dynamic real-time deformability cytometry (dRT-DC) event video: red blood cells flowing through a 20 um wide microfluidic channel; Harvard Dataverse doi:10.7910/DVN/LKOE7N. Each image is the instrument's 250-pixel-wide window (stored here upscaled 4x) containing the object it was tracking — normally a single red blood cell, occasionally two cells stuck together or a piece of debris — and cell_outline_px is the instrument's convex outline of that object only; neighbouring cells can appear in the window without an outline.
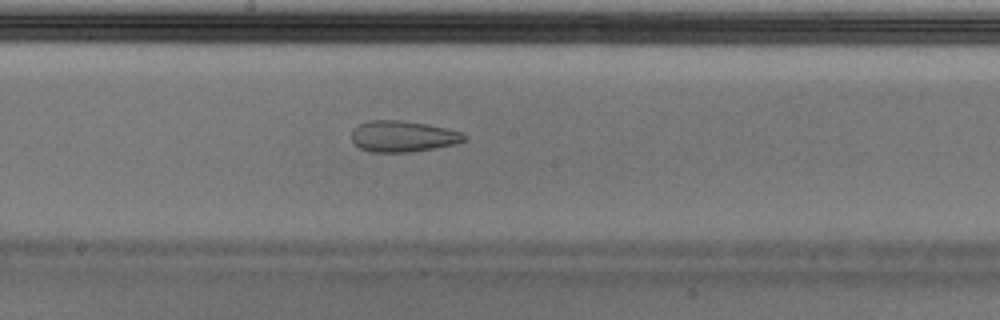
{"species": "Egyptian fruit bat (a non-hibernating species)", "species_latin": "Rousettus aegyptiacus", "temperature_condition": "cold", "stored_images_in_passage": 44, "camera_frame_rate_fps": 3000, "um_per_image_px": 0.085, "animal": {"sex": "male"}, "frame": {"image": 1, "passage_image": 26, "time_ms": 8.333, "image_size_px": [1000, 320], "cell_outline_px": [[468, 140], [460, 144], [408, 152], [372, 152], [360, 148], [352, 140], [352, 128], [368, 120], [400, 120], [428, 124], [448, 128], [464, 132], [468, 136]], "centroid_in_image_um": [34.33, 11.58], "position_along_channel_um": 213.9, "area_um2": 20.81}}